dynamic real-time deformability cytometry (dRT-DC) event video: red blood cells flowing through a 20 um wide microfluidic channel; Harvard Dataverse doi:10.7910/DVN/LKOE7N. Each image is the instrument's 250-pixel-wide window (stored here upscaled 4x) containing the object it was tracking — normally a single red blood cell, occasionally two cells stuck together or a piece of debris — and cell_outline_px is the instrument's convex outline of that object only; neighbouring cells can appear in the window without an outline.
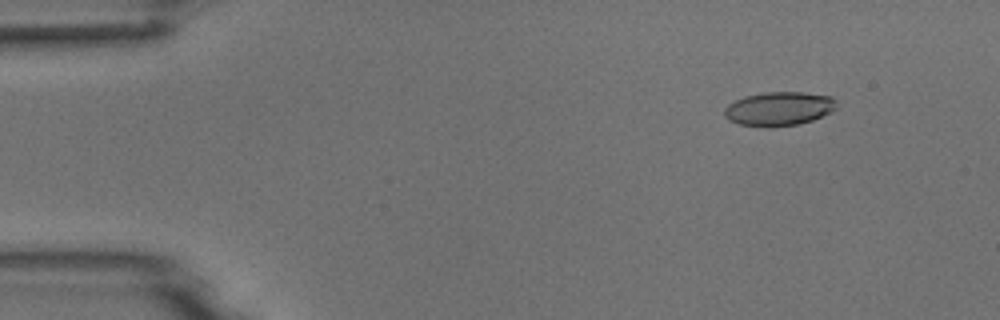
{"species": "common noctule bat (a hibernating species)", "species_latin": "Nyctalus noctula", "temperature_condition": "room temperature", "stored_images_in_passage": 5, "camera_frame_rate_fps": 3000, "um_per_image_px": 0.085, "animal": {"sex": "male", "body_mass_g": 18.8}, "frame": {"image": 1, "passage_image": 2, "time_ms": 1.333, "image_size_px": [1000, 320], "cell_outline_px": [[836, 108], [812, 120], [796, 124], [768, 128], [740, 124], [728, 120], [724, 116], [724, 108], [728, 104], [744, 96], [764, 92], [804, 92], [832, 96], [836, 100]], "centroid_in_image_um": [66.17, 9.24], "position_along_channel_um": 18.8, "area_um2": 22.2}}
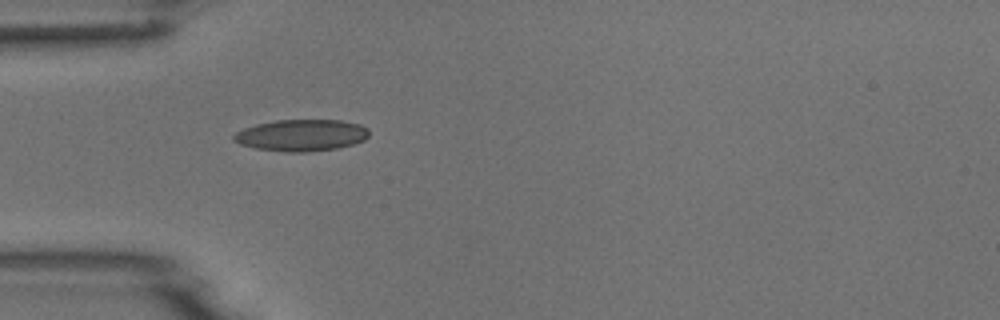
{"frame": {"image": 2, "passage_image": 5, "time_ms": 4.667, "image_size_px": [1000, 320], "cell_outline_px": [[368, 136], [364, 140], [352, 144], [336, 148], [304, 152], [284, 152], [256, 148], [240, 144], [232, 140], [232, 136], [236, 132], [244, 128], [256, 124], [276, 120], [340, 120], [360, 124], [368, 128]], "centroid_in_image_um": [25.6, 11.49], "position_along_channel_um": 59.4, "area_um2": 24.91}}